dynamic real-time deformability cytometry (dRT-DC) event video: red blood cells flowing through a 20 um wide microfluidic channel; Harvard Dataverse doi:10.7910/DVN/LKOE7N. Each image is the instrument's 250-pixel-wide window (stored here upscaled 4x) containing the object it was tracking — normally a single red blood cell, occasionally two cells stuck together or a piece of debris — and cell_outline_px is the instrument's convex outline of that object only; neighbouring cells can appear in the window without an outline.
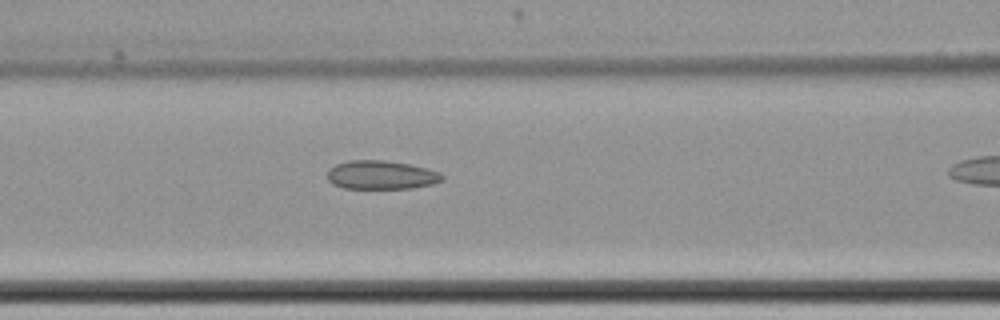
{"species": "common noctule bat (a hibernating species)", "species_latin": "Nyctalus noctula", "temperature_condition": "cold", "stored_images_in_passage": 18, "camera_frame_rate_fps": 3000, "um_per_image_px": 0.085, "animal": {"sex": "female", "body_mass_g": 22.7, "forearm_length_mm": 54.2}, "frame": {"image": 1, "passage_image": 13, "time_ms": 4.0, "image_size_px": [1000, 320], "cell_outline_px": [[444, 180], [432, 184], [412, 188], [344, 188], [332, 184], [328, 180], [328, 168], [336, 164], [348, 160], [384, 160], [408, 164], [428, 168], [440, 172], [444, 176]], "centroid_in_image_um": [32.41, 14.86], "position_along_channel_um": 134.2, "area_um2": 19.31}}
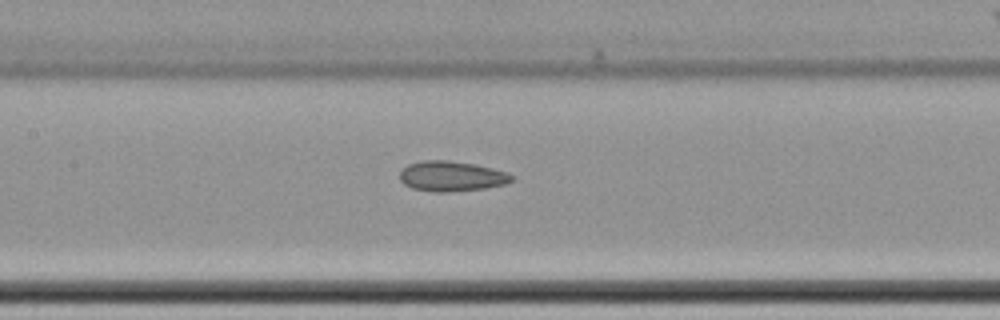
{"frame": {"image": 2, "passage_image": 16, "time_ms": 5.0, "image_size_px": [1000, 320], "cell_outline_px": [[516, 176], [508, 184], [484, 188], [444, 192], [432, 192], [412, 188], [404, 184], [400, 180], [400, 172], [408, 164], [420, 160], [448, 160], [476, 164], [508, 172]], "centroid_in_image_um": [38.4, 14.97], "position_along_channel_um": 169.0, "area_um2": 19.88}}